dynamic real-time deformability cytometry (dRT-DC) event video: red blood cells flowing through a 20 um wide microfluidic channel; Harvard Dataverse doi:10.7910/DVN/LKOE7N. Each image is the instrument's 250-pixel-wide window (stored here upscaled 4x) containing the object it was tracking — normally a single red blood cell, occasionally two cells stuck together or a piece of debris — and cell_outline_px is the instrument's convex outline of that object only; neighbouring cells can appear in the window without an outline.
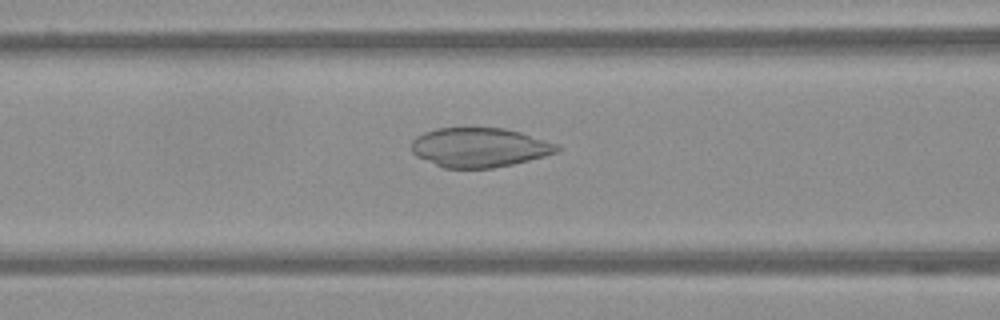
{"species": "Egyptian fruit bat (a non-hibernating species)", "species_latin": "Rousettus aegyptiacus", "temperature_condition": "warm", "stored_images_in_passage": 46, "camera_frame_rate_fps": 3000, "um_per_image_px": 0.085, "frame": {"image": 1, "passage_image": 13, "time_ms": 4.0, "image_size_px": [1000, 320], "cell_outline_px": [[560, 152], [512, 164], [492, 168], [444, 168], [416, 156], [412, 152], [412, 140], [416, 136], [424, 132], [436, 128], [504, 128], [520, 132], [560, 144]], "centroid_in_image_um": [40.77, 12.53], "position_along_channel_um": 125.8, "area_um2": 33.47}}
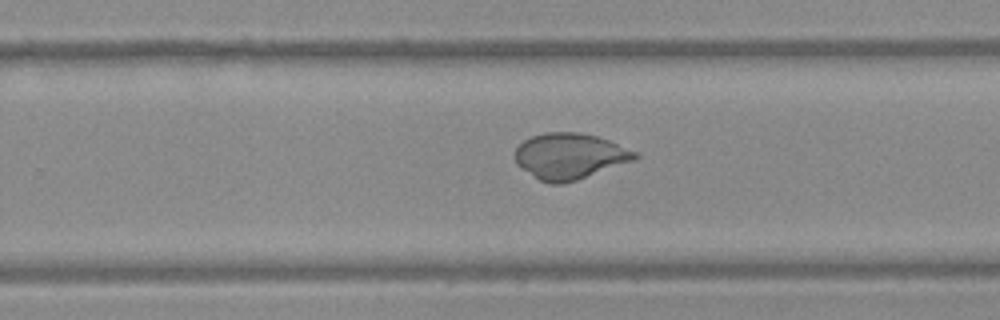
{"frame": {"image": 2, "passage_image": 26, "time_ms": 8.333, "image_size_px": [1000, 320], "cell_outline_px": [[640, 156], [636, 160], [564, 184], [552, 184], [540, 180], [516, 164], [516, 148], [524, 140], [532, 136], [544, 132], [580, 132], [596, 136], [608, 140], [640, 152]], "centroid_in_image_um": [48.47, 13.26], "position_along_channel_um": 281.3, "area_um2": 32.14}}
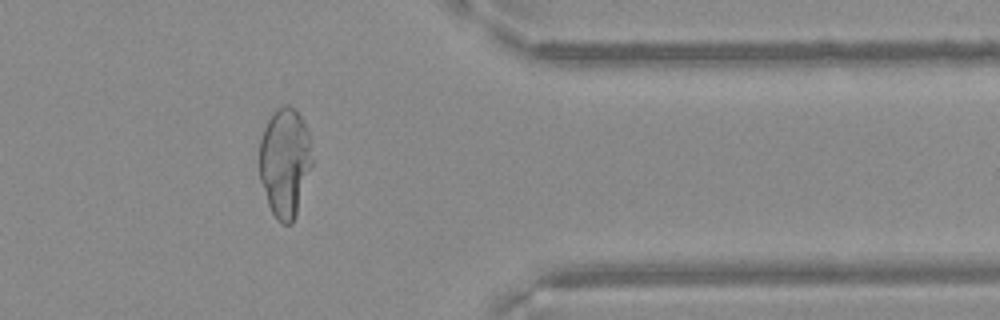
{"frame": {"image": 3, "passage_image": 36, "time_ms": 11.667, "image_size_px": [1000, 320], "cell_outline_px": [[312, 164], [296, 216], [292, 224], [280, 224], [276, 220], [268, 204], [260, 180], [260, 140], [264, 128], [272, 112], [276, 108], [284, 104], [288, 104], [300, 116], [308, 132], [312, 160]], "centroid_in_image_um": [24.2, 13.82], "position_along_channel_um": 387.2, "area_um2": 33.47}}